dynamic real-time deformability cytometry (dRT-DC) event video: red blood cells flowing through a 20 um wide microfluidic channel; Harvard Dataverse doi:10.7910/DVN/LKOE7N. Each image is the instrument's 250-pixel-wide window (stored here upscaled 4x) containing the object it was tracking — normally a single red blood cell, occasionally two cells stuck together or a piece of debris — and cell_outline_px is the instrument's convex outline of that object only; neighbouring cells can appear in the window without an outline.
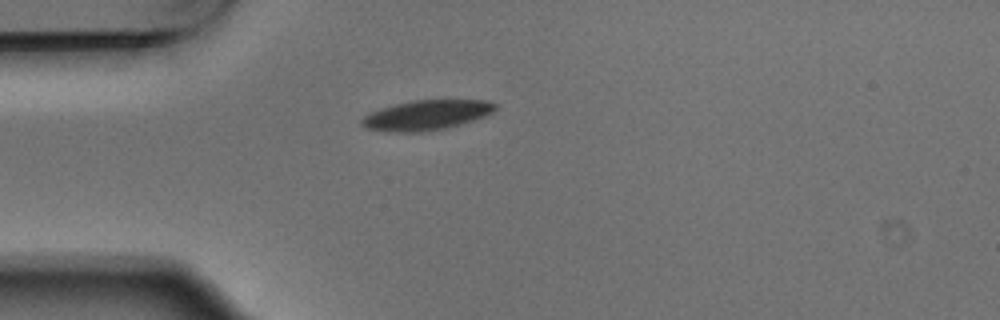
{"species": "Egyptian fruit bat (a non-hibernating species)", "species_latin": "Rousettus aegyptiacus", "temperature_condition": "warm", "stored_images_in_passage": 2, "camera_frame_rate_fps": 3000, "um_per_image_px": 0.085, "animal": {"sex": "male"}, "frame": {"image": 1, "passage_image": 1, "time_ms": 0.0, "image_size_px": [1000, 320], "cell_outline_px": [[496, 108], [492, 112], [484, 116], [472, 120], [444, 128], [420, 132], [384, 132], [364, 128], [360, 124], [360, 120], [368, 112], [396, 104], [412, 100], [488, 100], [496, 104]], "centroid_in_image_um": [36.17, 9.79], "position_along_channel_um": 48.8, "area_um2": 23.24}}